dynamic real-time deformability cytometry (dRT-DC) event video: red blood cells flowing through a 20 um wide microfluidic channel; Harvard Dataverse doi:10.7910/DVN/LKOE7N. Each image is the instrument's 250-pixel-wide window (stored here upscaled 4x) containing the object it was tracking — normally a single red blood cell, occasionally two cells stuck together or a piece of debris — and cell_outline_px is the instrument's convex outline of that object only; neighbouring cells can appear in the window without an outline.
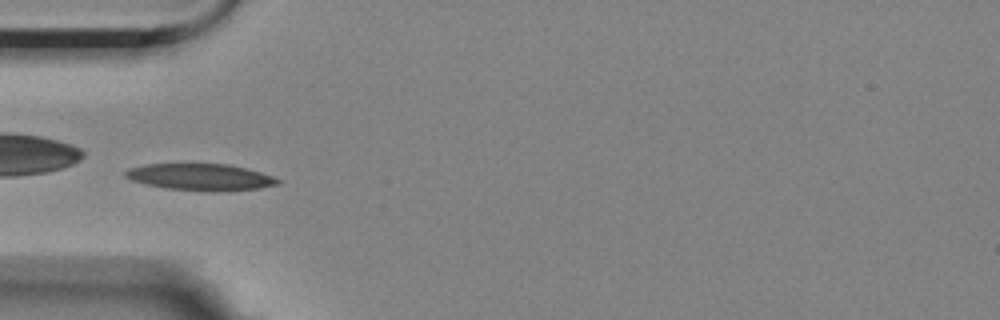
{"species": "Egyptian fruit bat (a non-hibernating species)", "species_latin": "Rousettus aegyptiacus", "temperature_condition": "room temperature", "stored_images_in_passage": 9, "camera_frame_rate_fps": 3000, "um_per_image_px": 0.085, "animal": {"sex": "female"}, "frame": {"image": 1, "passage_image": 4, "time_ms": 3.333, "image_size_px": [1000, 320], "cell_outline_px": [[280, 184], [260, 188], [220, 192], [200, 192], [164, 188], [144, 184], [132, 180], [124, 176], [124, 172], [128, 168], [144, 164], [228, 164], [260, 172], [272, 176], [280, 180]], "centroid_in_image_um": [17.01, 15.07], "position_along_channel_um": 68.0, "area_um2": 24.04}}
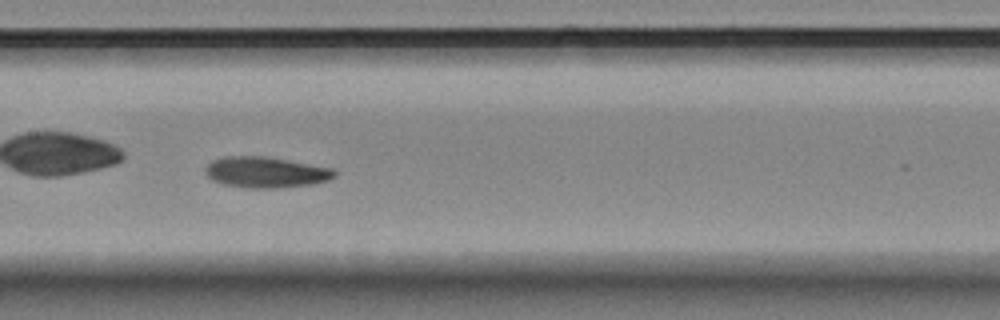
{"frame": {"image": 2, "passage_image": 7, "time_ms": 6.667, "image_size_px": [1000, 320], "cell_outline_px": [[336, 176], [328, 180], [312, 184], [284, 188], [248, 188], [220, 184], [212, 180], [204, 172], [204, 168], [212, 160], [224, 156], [264, 156], [332, 168], [336, 172]], "centroid_in_image_um": [22.55, 14.65], "position_along_channel_um": 184.8, "area_um2": 23.41}}
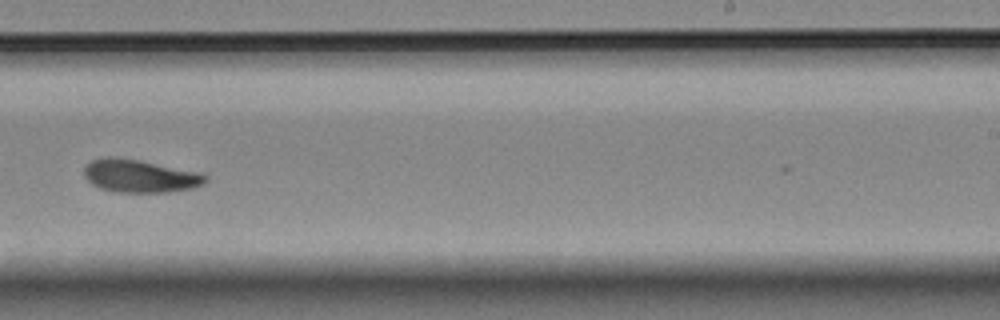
{"frame": {"image": 3, "passage_image": 9, "time_ms": 9.333, "image_size_px": [1000, 320], "cell_outline_px": [[208, 180], [204, 184], [192, 188], [168, 192], [116, 192], [100, 188], [92, 184], [84, 176], [84, 168], [92, 160], [108, 156], [140, 160], [200, 172], [208, 176]], "centroid_in_image_um": [11.92, 14.96], "position_along_channel_um": 277.1, "area_um2": 23.29}}